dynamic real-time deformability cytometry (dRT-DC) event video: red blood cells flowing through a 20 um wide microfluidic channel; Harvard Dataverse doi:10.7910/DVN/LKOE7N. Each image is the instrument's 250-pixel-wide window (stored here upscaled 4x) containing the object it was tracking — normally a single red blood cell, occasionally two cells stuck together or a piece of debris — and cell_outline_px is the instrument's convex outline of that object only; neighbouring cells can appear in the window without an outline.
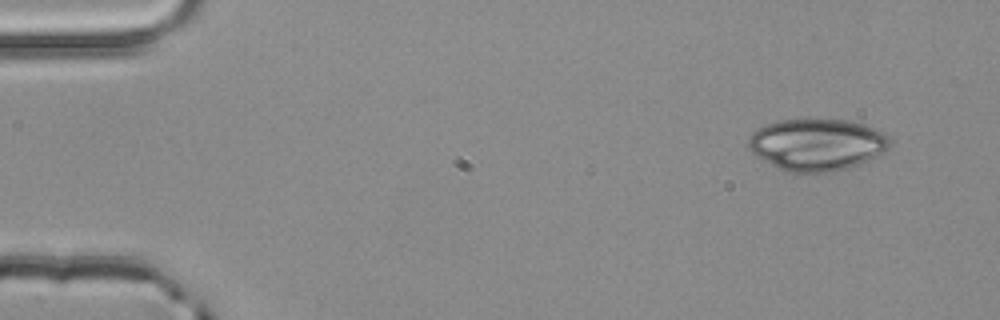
{"species": "common noctule bat (a hibernating species)", "species_latin": "Nyctalus noctula", "temperature_condition": "room temperature", "stored_images_in_passage": 2, "camera_frame_rate_fps": 3000, "um_per_image_px": 0.085, "animal": {"sex": "male", "body_mass_g": 20.4}, "frame": {"image": 1, "passage_image": 1, "time_ms": 0.0, "image_size_px": [1000, 320], "cell_outline_px": [[892, 144], [884, 152], [860, 164], [848, 168], [832, 172], [788, 172], [776, 168], [756, 156], [748, 148], [748, 136], [752, 132], [764, 124], [776, 120], [844, 120], [860, 124], [884, 132], [892, 140]], "centroid_in_image_um": [69.41, 12.3], "position_along_channel_um": 15.6, "area_um2": 42.95}}